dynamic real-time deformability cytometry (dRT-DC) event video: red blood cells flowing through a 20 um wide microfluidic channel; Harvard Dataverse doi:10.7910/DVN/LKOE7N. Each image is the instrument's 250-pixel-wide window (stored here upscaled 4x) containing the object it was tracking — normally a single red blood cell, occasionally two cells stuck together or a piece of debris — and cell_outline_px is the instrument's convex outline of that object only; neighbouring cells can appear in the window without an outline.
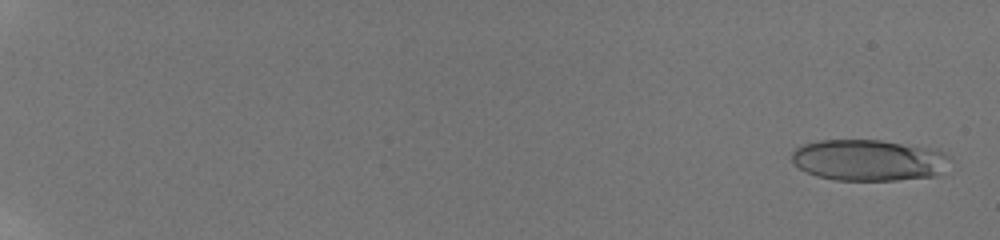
{"species": "human", "species_latin": "Homo sapiens", "temperature_condition": "room temperature", "stored_images_in_passage": 73, "camera_frame_rate_fps": 3000, "um_per_image_px": 0.085, "donor": {"sex": "male"}, "frame": {"image": 1, "passage_image": 4, "time_ms": 0.333, "image_size_px": [1000, 240], "cell_outline_px": [[948, 156], [936, 176], [896, 180], [836, 180], [816, 176], [800, 168], [792, 160], [792, 152], [796, 148], [804, 144], [820, 140], [880, 140], [940, 152]], "centroid_in_image_um": [73.7, 13.62], "position_along_channel_um": 11.3, "area_um2": 36.88}}
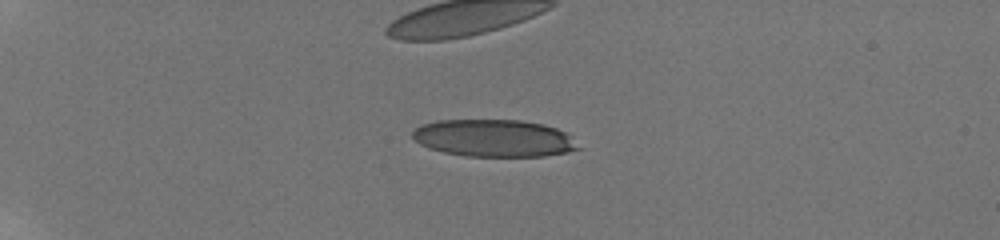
{"frame": {"image": 2, "passage_image": 25, "time_ms": 5.333, "image_size_px": [1000, 240], "cell_outline_px": [[580, 148], [568, 152], [544, 156], [464, 156], [444, 152], [428, 148], [420, 144], [412, 136], [412, 132], [420, 124], [436, 120], [520, 120], [544, 124], [556, 128], [572, 136]], "centroid_in_image_um": [41.98, 11.74], "position_along_channel_um": 43.0, "area_um2": 36.13}}